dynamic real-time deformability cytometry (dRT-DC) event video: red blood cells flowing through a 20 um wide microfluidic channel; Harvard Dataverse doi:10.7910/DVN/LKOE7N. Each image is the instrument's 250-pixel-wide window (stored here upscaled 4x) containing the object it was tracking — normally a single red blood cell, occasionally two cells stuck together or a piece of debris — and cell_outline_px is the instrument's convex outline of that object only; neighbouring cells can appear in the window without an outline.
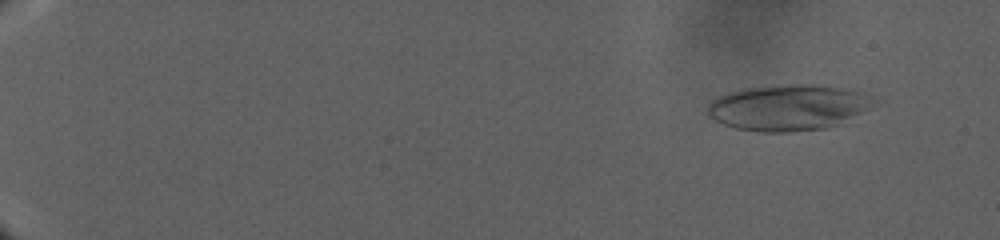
{"species": "human", "species_latin": "Homo sapiens", "temperature_condition": "warm", "stored_images_in_passage": 51, "camera_frame_rate_fps": 3000, "um_per_image_px": 0.085, "donor": {"sex": "male"}, "frame": {"image": 1, "passage_image": 14, "time_ms": 4.333, "image_size_px": [1000, 240], "cell_outline_px": [[876, 100], [860, 112], [836, 124], [824, 128], [792, 132], [756, 132], [736, 128], [724, 124], [716, 120], [708, 112], [708, 104], [712, 100], [728, 92], [744, 88], [804, 84], [808, 84], [836, 88], [856, 92]], "centroid_in_image_um": [66.88, 9.16], "position_along_channel_um": 18.1, "area_um2": 43.06}}